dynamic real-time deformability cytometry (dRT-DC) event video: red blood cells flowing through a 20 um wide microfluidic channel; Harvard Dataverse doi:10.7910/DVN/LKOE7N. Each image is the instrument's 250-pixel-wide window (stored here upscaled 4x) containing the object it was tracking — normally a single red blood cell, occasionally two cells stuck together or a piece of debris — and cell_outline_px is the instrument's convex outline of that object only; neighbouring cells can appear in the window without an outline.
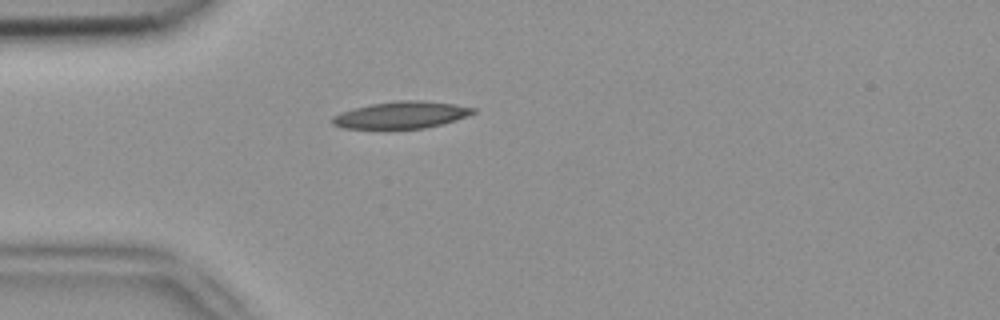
{"species": "common noctule bat (a hibernating species)", "species_latin": "Nyctalus noctula", "temperature_condition": "room temperature", "stored_images_in_passage": 34, "camera_frame_rate_fps": 3000, "um_per_image_px": 0.085, "animal": {"sex": "female", "body_mass_g": 18.4}, "frame": {"image": 1, "passage_image": 2, "time_ms": 0.333, "image_size_px": [1000, 320], "cell_outline_px": [[476, 112], [440, 124], [424, 128], [344, 128], [332, 124], [332, 116], [340, 112], [352, 108], [372, 104], [396, 100], [420, 100], [456, 104], [476, 108]], "centroid_in_image_um": [34.07, 9.75], "position_along_channel_um": 50.9, "area_um2": 21.85}}
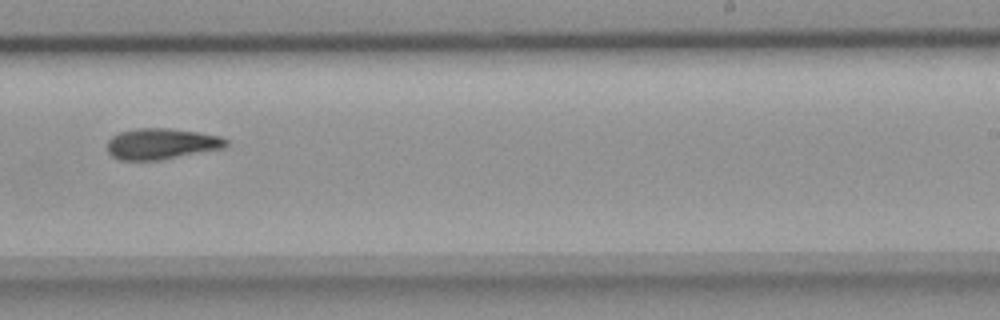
{"frame": {"image": 2, "passage_image": 20, "time_ms": 6.333, "image_size_px": [1000, 320], "cell_outline_px": [[228, 144], [224, 148], [160, 160], [120, 160], [112, 156], [108, 152], [108, 140], [112, 136], [120, 132], [136, 128], [168, 128], [196, 132], [220, 136], [228, 140]], "centroid_in_image_um": [13.72, 12.22], "position_along_channel_um": 275.3, "area_um2": 21.39}}
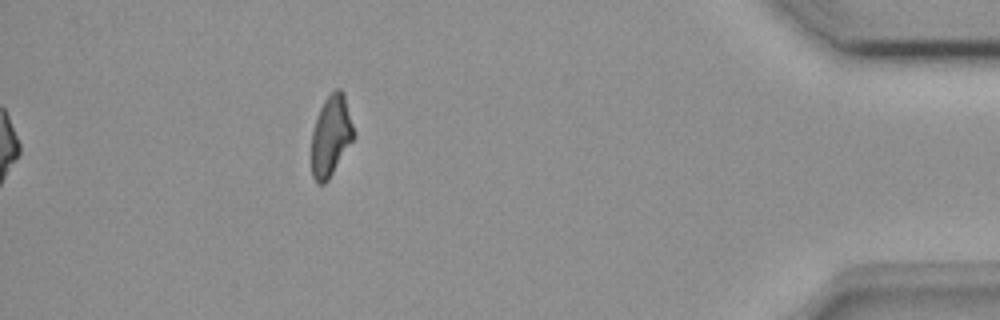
{"frame": {"image": 3, "passage_image": 34, "time_ms": 11.0, "image_size_px": [1000, 320], "cell_outline_px": [[356, 136], [328, 180], [324, 184], [316, 184], [312, 176], [312, 132], [316, 116], [324, 100], [336, 88], [340, 88], [344, 92]], "centroid_in_image_um": [28.14, 11.54], "position_along_channel_um": 407.1, "area_um2": 20.06}, "authors_computed_cell_mechanics": {"area_um2": 21.3571, "velocity_mm_per_s": 3.9272, "shape_relaxation_time_tau1_ms": null, "shape_relaxation_time_tau2_ms": 6.0936, "deformation_change_tau1": null, "deformation_change_tau2": 0.1543}}